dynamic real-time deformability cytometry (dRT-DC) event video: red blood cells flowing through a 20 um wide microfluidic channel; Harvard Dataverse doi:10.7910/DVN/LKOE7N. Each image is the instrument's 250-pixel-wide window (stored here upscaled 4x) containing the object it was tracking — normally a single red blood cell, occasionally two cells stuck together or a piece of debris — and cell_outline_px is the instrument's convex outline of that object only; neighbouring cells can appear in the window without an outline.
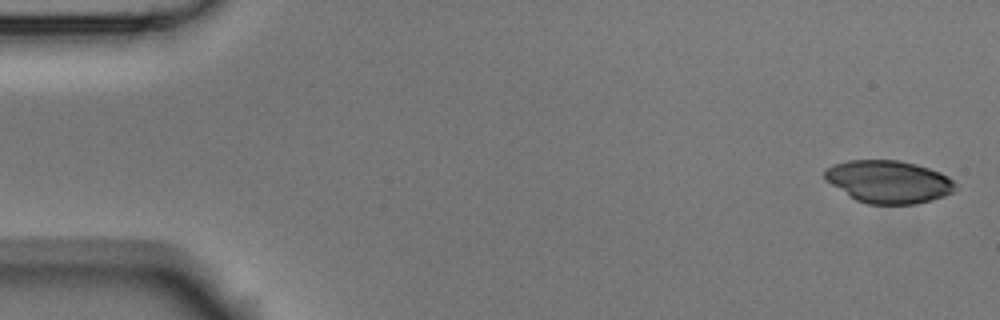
{"species": "Egyptian fruit bat (a non-hibernating species)", "species_latin": "Rousettus aegyptiacus", "temperature_condition": "room temperature", "stored_images_in_passage": 7, "camera_frame_rate_fps": 3000, "um_per_image_px": 0.085, "animal": {"sex": "male"}, "frame": {"image": 1, "passage_image": 1, "time_ms": 0.0, "image_size_px": [1000, 320], "cell_outline_px": [[956, 188], [952, 192], [944, 196], [932, 200], [916, 204], [868, 204], [856, 200], [832, 184], [824, 176], [824, 172], [828, 168], [836, 164], [848, 160], [896, 160], [916, 164], [940, 172], [948, 176], [956, 184]], "centroid_in_image_um": [75.57, 15.45], "position_along_channel_um": 9.4, "area_um2": 32.14}}
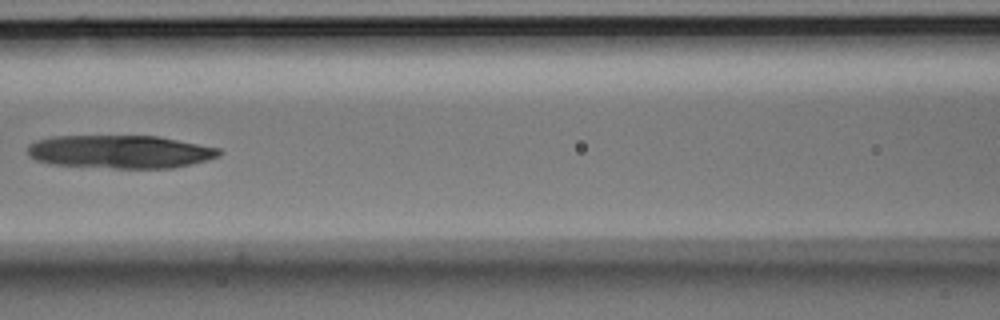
{"frame": {"image": 2, "passage_image": 6, "time_ms": 1.667, "image_size_px": [1000, 320], "cell_outline_px": [[224, 152], [220, 156], [172, 168], [112, 168], [52, 164], [36, 160], [28, 156], [28, 144], [36, 140], [52, 136], [156, 136], [220, 148]], "centroid_in_image_um": [10.18, 12.89], "position_along_channel_um": 156.4, "area_um2": 36.93}}